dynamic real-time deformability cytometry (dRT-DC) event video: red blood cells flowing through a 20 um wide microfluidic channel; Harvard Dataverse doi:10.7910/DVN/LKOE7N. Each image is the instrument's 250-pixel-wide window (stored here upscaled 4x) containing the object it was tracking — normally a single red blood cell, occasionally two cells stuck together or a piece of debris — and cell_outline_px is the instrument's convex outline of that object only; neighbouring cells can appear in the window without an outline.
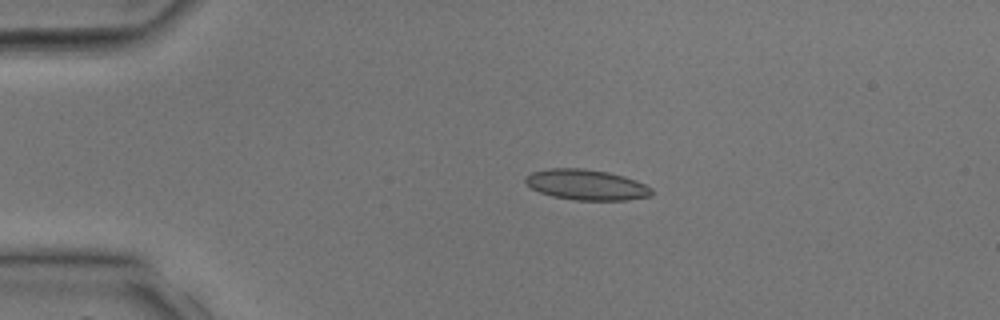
{"species": "common noctule bat (a hibernating species)", "species_latin": "Nyctalus noctula", "temperature_condition": "room temperature", "stored_images_in_passage": 2, "camera_frame_rate_fps": 3000, "um_per_image_px": 0.085, "animal": {"sex": "male", "body_mass_g": 17.9, "forearm_length_mm": 54.2}, "frame": {"image": 1, "passage_image": 1, "time_ms": 0.0, "image_size_px": [1000, 320], "cell_outline_px": [[652, 196], [628, 200], [572, 200], [552, 196], [540, 192], [532, 188], [524, 180], [524, 176], [532, 172], [548, 168], [584, 168], [608, 172], [624, 176], [636, 180], [652, 188]], "centroid_in_image_um": [49.85, 15.7], "position_along_channel_um": 35.2, "area_um2": 22.6}}